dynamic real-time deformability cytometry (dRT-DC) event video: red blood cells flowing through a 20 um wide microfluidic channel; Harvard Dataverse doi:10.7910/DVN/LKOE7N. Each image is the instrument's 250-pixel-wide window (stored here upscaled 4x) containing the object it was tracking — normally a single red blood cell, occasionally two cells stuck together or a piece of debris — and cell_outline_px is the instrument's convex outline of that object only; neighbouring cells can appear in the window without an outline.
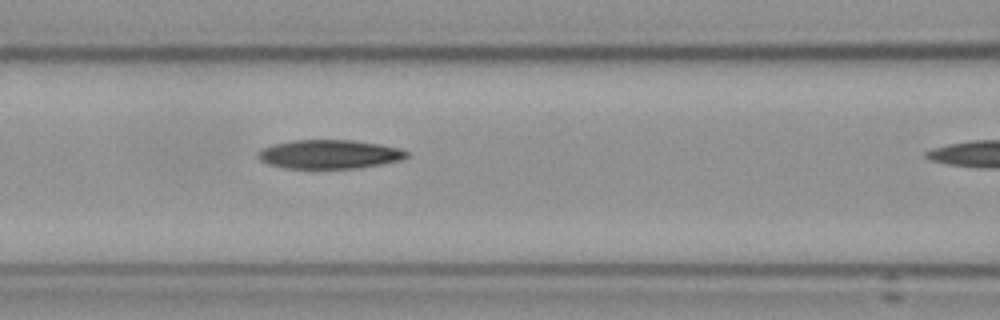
{"species": "Egyptian fruit bat (a non-hibernating species)", "species_latin": "Rousettus aegyptiacus", "temperature_condition": "cold", "stored_images_in_passage": 5, "segment_of_instrument_passage": [1, 2], "camera_frame_rate_fps": 3000, "um_per_image_px": 0.085, "frame": {"image": 1, "passage_image": 4, "time_ms": 3.333, "image_size_px": [1000, 320], "cell_outline_px": [[408, 156], [400, 160], [380, 164], [352, 168], [288, 168], [268, 164], [260, 160], [256, 156], [256, 152], [260, 148], [272, 144], [292, 140], [352, 140], [380, 144], [400, 148], [408, 152]], "centroid_in_image_um": [27.93, 13.1], "position_along_channel_um": 138.7, "area_um2": 25.03}}